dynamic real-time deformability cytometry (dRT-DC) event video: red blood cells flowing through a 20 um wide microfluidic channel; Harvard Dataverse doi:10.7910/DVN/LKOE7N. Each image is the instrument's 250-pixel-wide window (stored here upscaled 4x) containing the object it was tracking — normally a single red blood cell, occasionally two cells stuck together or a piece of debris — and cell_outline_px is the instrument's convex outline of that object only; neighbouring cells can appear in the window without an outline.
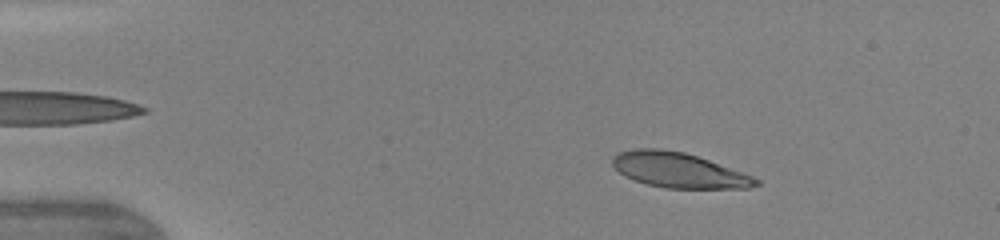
{"species": "human", "species_latin": "Homo sapiens", "temperature_condition": "warm", "stored_images_in_passage": 51, "camera_frame_rate_fps": 3000, "um_per_image_px": 0.085, "donor": {"sex": "female"}, "frame": {"image": 1, "passage_image": 10, "time_ms": 2.0, "image_size_px": [1000, 240], "cell_outline_px": [[760, 184], [748, 188], [664, 188], [648, 184], [624, 176], [612, 164], [612, 156], [620, 152], [636, 148], [660, 148], [684, 152], [708, 160], [752, 176], [760, 180]], "centroid_in_image_um": [57.67, 14.46], "position_along_channel_um": 27.3, "area_um2": 29.02}}
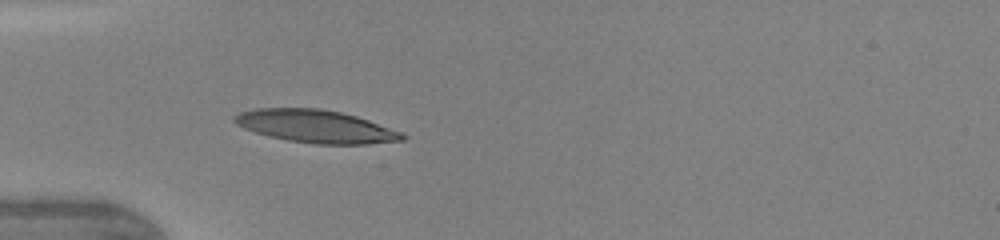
{"frame": {"image": 2, "passage_image": 20, "time_ms": 4.333, "image_size_px": [1000, 240], "cell_outline_px": [[408, 136], [404, 140], [368, 144], [312, 144], [288, 140], [268, 136], [244, 128], [236, 124], [232, 120], [232, 116], [240, 112], [256, 108], [320, 108], [340, 112], [356, 116], [368, 120], [400, 132]], "centroid_in_image_um": [26.81, 10.74], "position_along_channel_um": 58.2, "area_um2": 32.02}}